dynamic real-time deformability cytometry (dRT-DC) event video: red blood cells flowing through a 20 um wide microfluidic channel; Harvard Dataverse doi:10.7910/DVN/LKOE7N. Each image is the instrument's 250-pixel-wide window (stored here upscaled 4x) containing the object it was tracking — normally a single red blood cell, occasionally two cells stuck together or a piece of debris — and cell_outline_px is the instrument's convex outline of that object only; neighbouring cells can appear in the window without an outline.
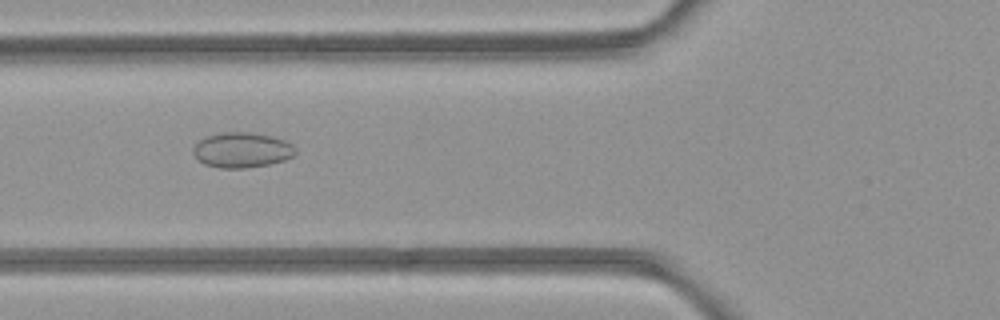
{"species": "common noctule bat (a hibernating species)", "species_latin": "Nyctalus noctula", "temperature_condition": "room temperature", "stored_images_in_passage": 6, "camera_frame_rate_fps": 3000, "um_per_image_px": 0.085, "animal": {"sex": "female", "body_mass_g": 21.9}, "frame": {"image": 1, "passage_image": 6, "time_ms": 5.667, "image_size_px": [1000, 320], "cell_outline_px": [[296, 152], [292, 156], [284, 160], [268, 164], [244, 168], [220, 168], [204, 164], [196, 160], [192, 152], [192, 148], [204, 136], [220, 132], [248, 132], [272, 136], [284, 140], [292, 144], [296, 148]], "centroid_in_image_um": [20.52, 12.75], "position_along_channel_um": 105.3, "area_um2": 21.15}}